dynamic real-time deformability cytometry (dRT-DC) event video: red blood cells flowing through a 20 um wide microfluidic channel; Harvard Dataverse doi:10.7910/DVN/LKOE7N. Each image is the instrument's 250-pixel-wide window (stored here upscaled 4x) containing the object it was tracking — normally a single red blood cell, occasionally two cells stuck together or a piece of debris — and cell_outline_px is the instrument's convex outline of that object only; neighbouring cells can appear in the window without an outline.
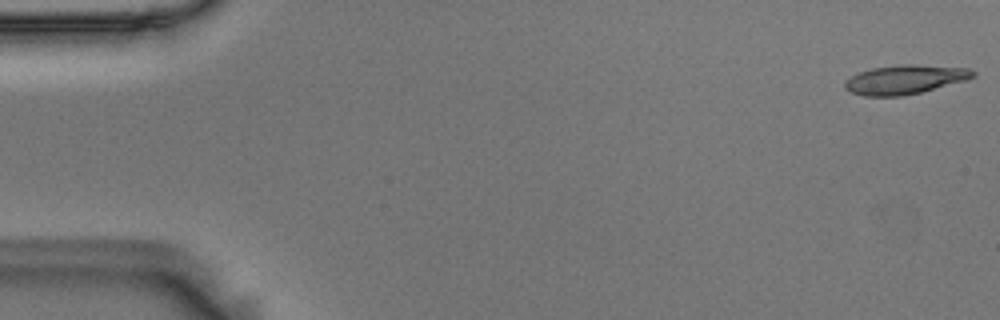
{"species": "Egyptian fruit bat (a non-hibernating species)", "species_latin": "Rousettus aegyptiacus", "temperature_condition": "room temperature", "stored_images_in_passage": 48, "camera_frame_rate_fps": 3000, "um_per_image_px": 0.085, "animal": {"sex": "male"}, "frame": {"image": 1, "passage_image": 1, "time_ms": 0.0, "image_size_px": [1000, 320], "cell_outline_px": [[976, 76], [968, 80], [920, 92], [900, 96], [864, 96], [852, 92], [844, 88], [844, 80], [860, 72], [872, 68], [904, 64], [912, 64], [968, 68], [976, 72]], "centroid_in_image_um": [76.94, 6.76], "position_along_channel_um": 8.1, "area_um2": 21.68}}
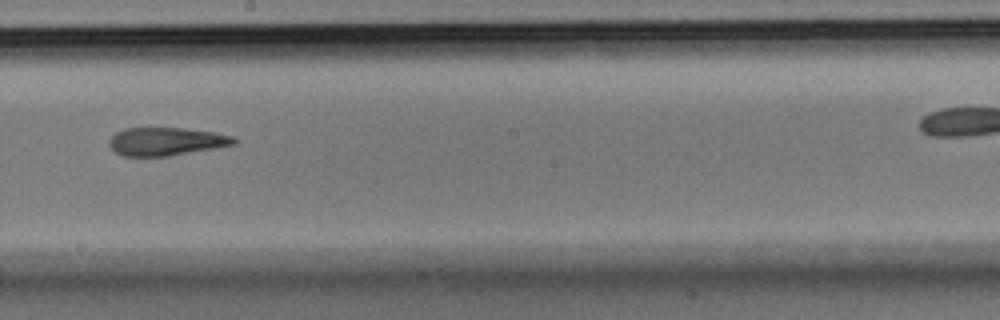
{"frame": {"image": 2, "passage_image": 31, "time_ms": 10.0, "image_size_px": [1000, 320], "cell_outline_px": [[240, 140], [236, 144], [216, 148], [168, 156], [124, 156], [116, 152], [108, 144], [108, 140], [116, 132], [124, 128], [184, 128], [212, 132], [236, 136]], "centroid_in_image_um": [14.17, 12.02], "position_along_channel_um": 234.0, "area_um2": 20.58}}
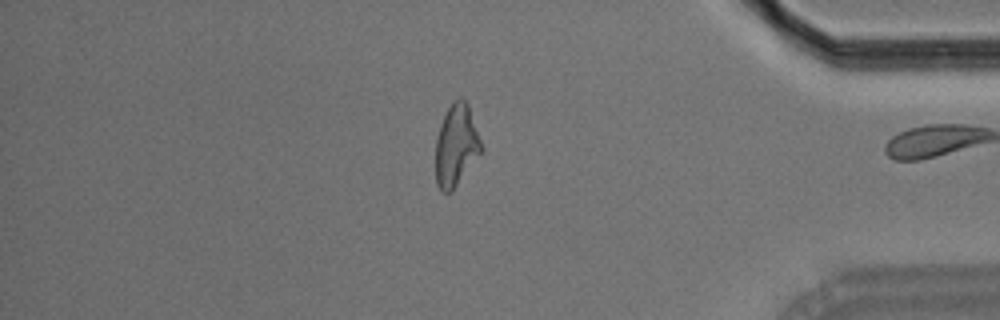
{"frame": {"image": 3, "passage_image": 47, "time_ms": 15.333, "image_size_px": [1000, 320], "cell_outline_px": [[484, 152], [456, 184], [448, 192], [444, 192], [436, 184], [436, 140], [440, 124], [452, 100], [460, 96], [468, 104], [484, 148]], "centroid_in_image_um": [38.8, 12.31], "position_along_channel_um": 396.4, "area_um2": 21.73}, "authors_computed_cell_mechanics": {"area_um2": 21.4438, "velocity_mm_per_s": 3.6207, "shape_relaxation_time_tau1_ms": null, "shape_relaxation_time_tau2_ms": 1.793, "deformation_change_tau1": null, "deformation_change_tau2": 0.105}}